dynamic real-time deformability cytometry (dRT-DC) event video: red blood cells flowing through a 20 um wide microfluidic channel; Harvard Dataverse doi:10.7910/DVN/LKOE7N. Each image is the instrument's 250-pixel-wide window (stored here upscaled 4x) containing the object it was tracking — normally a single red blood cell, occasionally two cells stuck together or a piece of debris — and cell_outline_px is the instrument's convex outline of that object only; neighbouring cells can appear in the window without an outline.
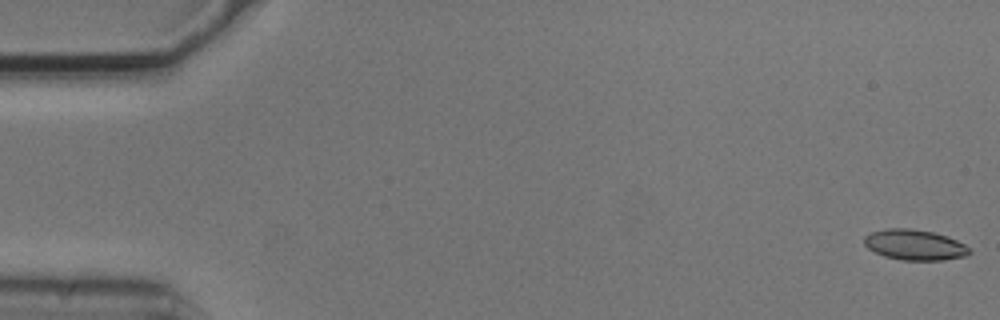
{"species": "common noctule bat (a hibernating species)", "species_latin": "Nyctalus noctula", "temperature_condition": "cold", "stored_images_in_passage": 6, "camera_frame_rate_fps": 3000, "um_per_image_px": 0.085, "animal": {"sex": "male", "body_mass_g": 20.5, "forearm_length_mm": 52.5}, "frame": {"image": 1, "passage_image": 1, "time_ms": 0.0, "image_size_px": [1000, 320], "cell_outline_px": [[972, 252], [964, 256], [944, 260], [900, 260], [884, 256], [868, 248], [864, 244], [864, 236], [872, 232], [888, 228], [912, 228], [932, 232], [948, 236], [964, 244]], "centroid_in_image_um": [77.74, 20.81], "position_along_channel_um": 7.3, "area_um2": 18.67}}
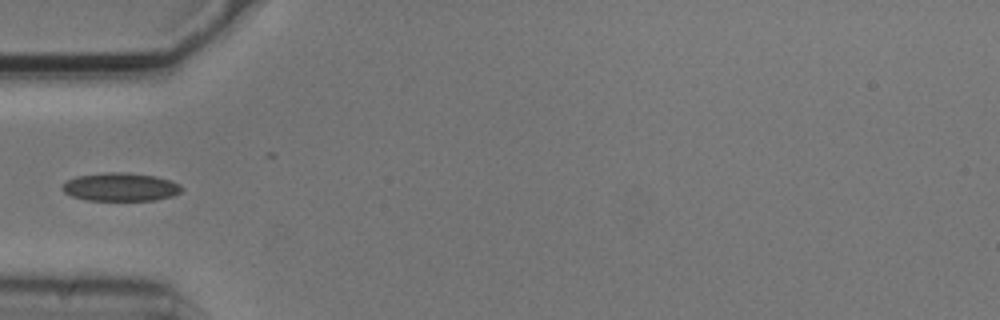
{"frame": {"image": 2, "passage_image": 5, "time_ms": 1.333, "image_size_px": [1000, 320], "cell_outline_px": [[184, 188], [180, 192], [172, 196], [152, 200], [88, 200], [72, 196], [64, 192], [60, 188], [68, 180], [76, 176], [108, 172], [128, 172], [156, 176], [180, 184]], "centroid_in_image_um": [10.25, 15.88], "position_along_channel_um": 74.8, "area_um2": 19.59}}